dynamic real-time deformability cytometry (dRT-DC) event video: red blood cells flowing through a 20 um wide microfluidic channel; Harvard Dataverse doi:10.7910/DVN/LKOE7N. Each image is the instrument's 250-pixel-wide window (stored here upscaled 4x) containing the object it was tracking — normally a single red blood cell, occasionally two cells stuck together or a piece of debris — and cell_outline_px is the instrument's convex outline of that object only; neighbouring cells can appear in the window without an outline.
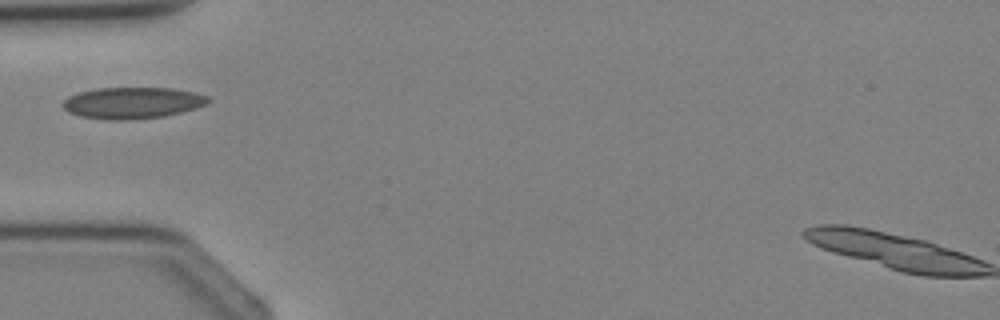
{"species": "Egyptian fruit bat (a non-hibernating species)", "species_latin": "Rousettus aegyptiacus", "temperature_condition": "cold", "stored_images_in_passage": 1, "camera_frame_rate_fps": 3000, "um_per_image_px": 0.085, "animal": {"sex": "female"}, "frame": {"image": 1, "passage_image": 1, "time_ms": 0.0, "image_size_px": [1000, 320], "cell_outline_px": [[212, 100], [196, 108], [164, 116], [128, 120], [108, 120], [80, 116], [68, 112], [60, 104], [68, 96], [80, 92], [96, 88], [172, 88], [196, 92], [208, 96]], "centroid_in_image_um": [11.24, 8.74], "position_along_channel_um": 73.8, "area_um2": 26.7}}